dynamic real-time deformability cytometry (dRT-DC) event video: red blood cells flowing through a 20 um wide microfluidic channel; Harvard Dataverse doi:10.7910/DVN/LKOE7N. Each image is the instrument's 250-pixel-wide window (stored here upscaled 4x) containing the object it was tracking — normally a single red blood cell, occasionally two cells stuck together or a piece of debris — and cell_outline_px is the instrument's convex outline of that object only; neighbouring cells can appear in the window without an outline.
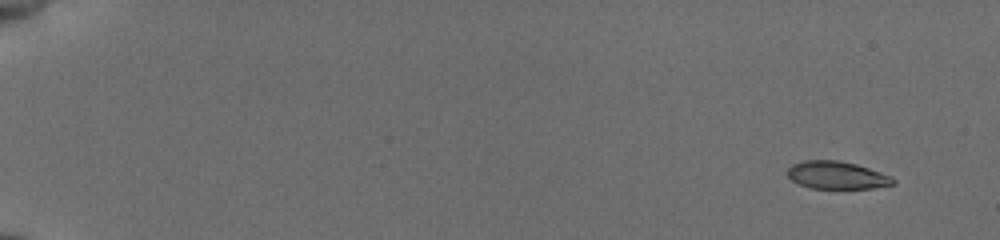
{"species": "common noctule bat (a hibernating species)", "species_latin": "Nyctalus noctula", "temperature_condition": "cold", "stored_images_in_passage": 53, "camera_frame_rate_fps": 3000, "um_per_image_px": 0.085, "animal": {"sex": "female", "body_mass_g": 19.5, "forearm_length_mm": 54.1}, "frame": {"image": 1, "passage_image": 1, "time_ms": 0.0, "image_size_px": [1000, 240], "cell_outline_px": [[896, 184], [872, 188], [812, 188], [800, 184], [792, 180], [788, 176], [788, 168], [792, 164], [804, 160], [836, 160], [856, 164], [892, 176], [896, 180]], "centroid_in_image_um": [71.15, 14.89], "position_along_channel_um": 13.8, "area_um2": 16.94}}
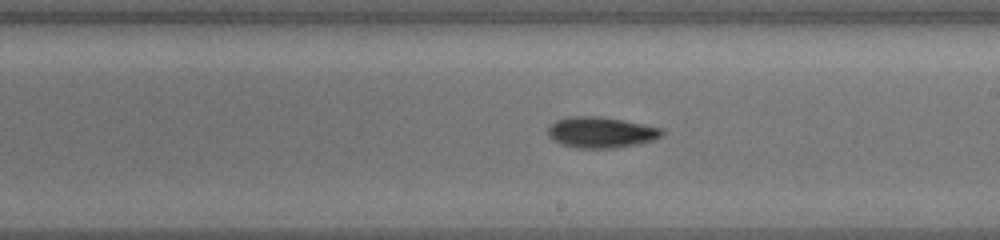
{"frame": {"image": 2, "passage_image": 32, "time_ms": 10.333, "image_size_px": [1000, 240], "cell_outline_px": [[664, 132], [660, 136], [652, 140], [636, 144], [612, 148], [576, 148], [560, 144], [552, 140], [548, 136], [548, 128], [556, 120], [572, 116], [600, 116], [660, 128]], "centroid_in_image_um": [51.01, 11.26], "position_along_channel_um": 238.0, "area_um2": 20.23}}
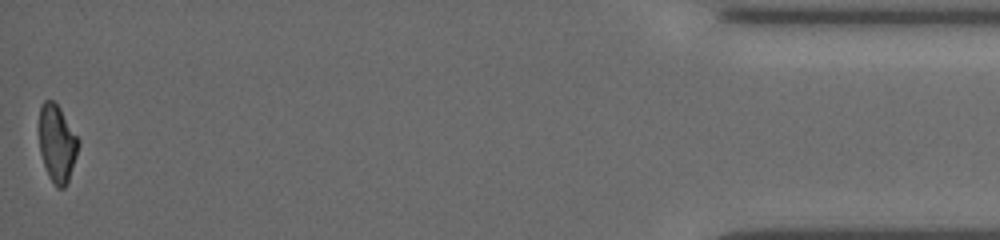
{"frame": {"image": 3, "passage_image": 53, "time_ms": 17.333, "image_size_px": [1000, 240], "cell_outline_px": [[80, 144], [68, 180], [64, 188], [56, 188], [48, 176], [40, 152], [40, 104], [44, 100], [52, 100], [60, 108], [80, 140]], "centroid_in_image_um": [4.86, 12.19], "position_along_channel_um": 430.3, "area_um2": 17.57}, "authors_computed_cell_mechanics": {"area_um2": 18.9006, "velocity_mm_per_s": 3.8349, "shape_relaxation_time_tau1_ms": 5.1066, "shape_relaxation_time_tau2_ms": 8.5234, "deformation_change_tau1": 0.1505, "deformation_change_tau2": 0.1637}}